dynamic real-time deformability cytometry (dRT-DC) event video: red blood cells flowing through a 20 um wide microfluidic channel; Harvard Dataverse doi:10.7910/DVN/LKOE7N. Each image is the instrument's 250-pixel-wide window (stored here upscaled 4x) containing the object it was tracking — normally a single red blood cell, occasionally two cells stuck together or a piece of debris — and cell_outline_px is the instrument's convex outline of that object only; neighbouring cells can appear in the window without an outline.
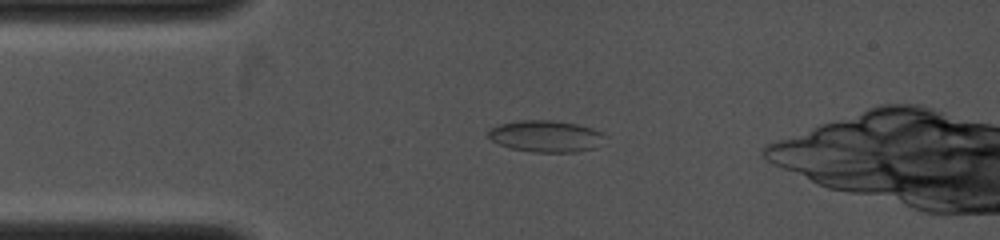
{"species": "common noctule bat (a hibernating species)", "species_latin": "Nyctalus noctula", "temperature_condition": "cold", "stored_images_in_passage": 5, "camera_frame_rate_fps": 4000, "um_per_image_px": 0.085, "animal": {"sex": "female", "body_mass_g": 19.0, "forearm_length_mm": 53.3}, "frame": {"image": 1, "passage_image": 4, "time_ms": 2.5, "image_size_px": [1000, 240], "cell_outline_px": [[608, 136], [596, 148], [576, 152], [532, 152], [512, 148], [500, 144], [492, 140], [488, 136], [488, 128], [500, 124], [520, 120], [552, 120], [576, 124], [592, 128]], "centroid_in_image_um": [46.42, 11.58], "position_along_channel_um": 38.6, "area_um2": 21.56}}